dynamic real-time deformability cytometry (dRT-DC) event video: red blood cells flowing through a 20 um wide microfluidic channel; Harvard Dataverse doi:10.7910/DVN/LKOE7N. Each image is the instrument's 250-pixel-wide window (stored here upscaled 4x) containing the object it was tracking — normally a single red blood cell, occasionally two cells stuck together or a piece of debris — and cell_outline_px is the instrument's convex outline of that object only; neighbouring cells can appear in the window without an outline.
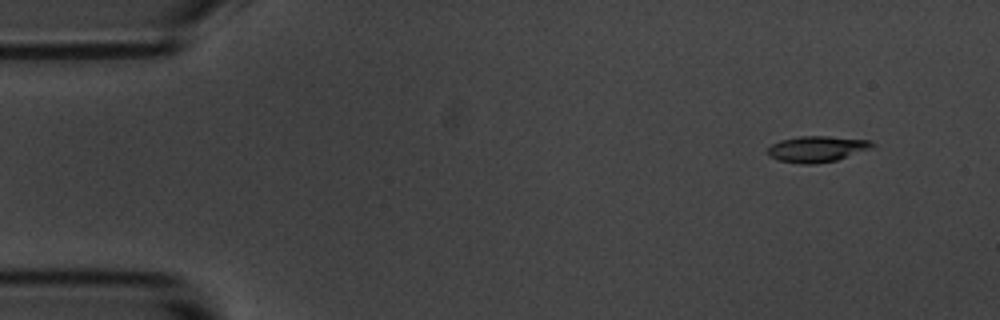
{"species": "common noctule bat (a hibernating species)", "species_latin": "Nyctalus noctula", "temperature_condition": "room temperature", "stored_images_in_passage": 2, "camera_frame_rate_fps": 3000, "um_per_image_px": 0.085, "animal": {"sex": "male", "body_mass_g": 20.1, "forearm_length_mm": 53.5}, "frame": {"image": 1, "passage_image": 2, "time_ms": 1.333, "image_size_px": [1000, 320], "cell_outline_px": [[876, 144], [872, 148], [836, 160], [812, 164], [800, 164], [780, 160], [768, 156], [768, 148], [772, 144], [780, 140], [800, 136], [828, 136], [872, 140]], "centroid_in_image_um": [69.46, 12.65], "position_along_channel_um": 15.5, "area_um2": 15.84}}